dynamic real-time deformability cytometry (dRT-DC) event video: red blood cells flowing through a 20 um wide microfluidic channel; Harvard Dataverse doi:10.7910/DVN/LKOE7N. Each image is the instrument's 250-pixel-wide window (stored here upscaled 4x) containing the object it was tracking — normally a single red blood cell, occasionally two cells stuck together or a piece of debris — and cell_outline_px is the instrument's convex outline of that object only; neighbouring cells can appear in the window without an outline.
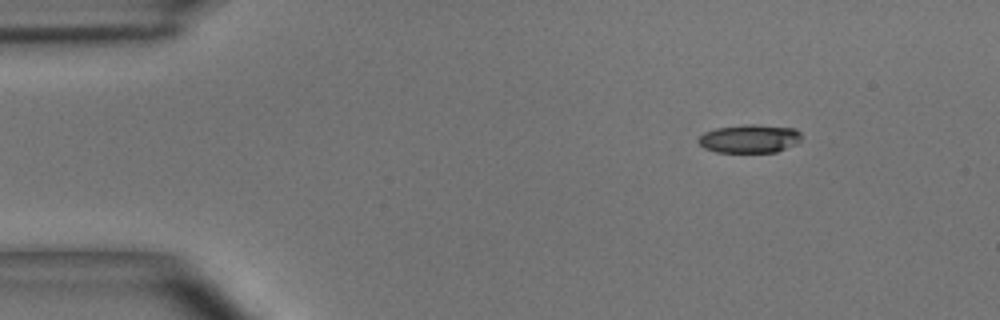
{"species": "common noctule bat (a hibernating species)", "species_latin": "Nyctalus noctula", "temperature_condition": "room temperature", "stored_images_in_passage": 43, "camera_frame_rate_fps": 3000, "um_per_image_px": 0.085, "animal": {"sex": "male", "body_mass_g": 15.6}, "frame": {"image": 1, "passage_image": 1, "time_ms": 0.0, "image_size_px": [1000, 320], "cell_outline_px": [[800, 140], [796, 144], [776, 152], [716, 152], [704, 148], [696, 140], [704, 132], [716, 128], [744, 124], [756, 124], [796, 128], [800, 132]], "centroid_in_image_um": [63.7, 11.78], "position_along_channel_um": 21.3, "area_um2": 17.17}}
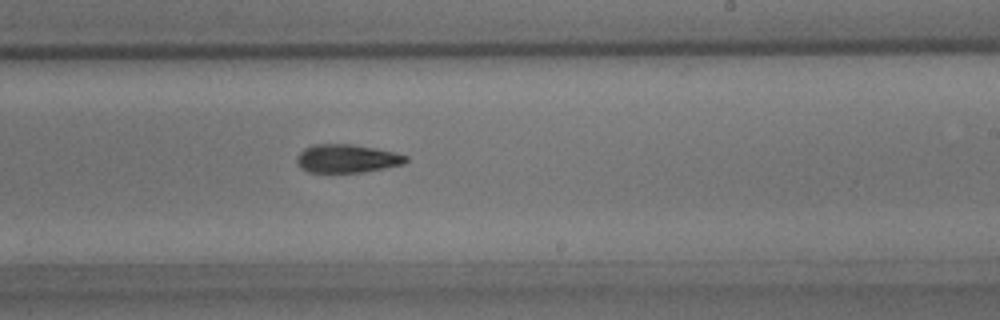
{"frame": {"image": 2, "passage_image": 24, "time_ms": 7.667, "image_size_px": [1000, 320], "cell_outline_px": [[408, 160], [404, 164], [364, 172], [308, 172], [300, 168], [296, 160], [296, 156], [304, 148], [312, 144], [352, 144], [396, 152], [408, 156]], "centroid_in_image_um": [29.48, 13.47], "position_along_channel_um": 259.5, "area_um2": 18.15}}
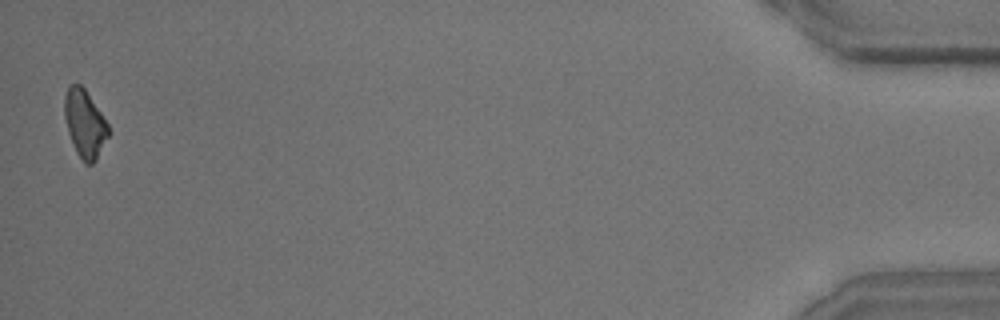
{"frame": {"image": 3, "passage_image": 43, "time_ms": 14.0, "image_size_px": [1000, 320], "cell_outline_px": [[112, 132], [96, 160], [92, 164], [84, 164], [76, 152], [68, 132], [64, 116], [64, 96], [68, 84], [80, 84], [84, 88], [108, 124]], "centroid_in_image_um": [7.21, 10.53], "position_along_channel_um": 428.0, "area_um2": 17.51}, "authors_computed_cell_mechanics": {"area_um2": 18.207, "velocity_mm_per_s": 4.077, "shape_relaxation_time_tau1_ms": 3.3247, "shape_relaxation_time_tau2_ms": 8.135, "deformation_change_tau1": 0.1369, "deformation_change_tau2": 0.1754}}